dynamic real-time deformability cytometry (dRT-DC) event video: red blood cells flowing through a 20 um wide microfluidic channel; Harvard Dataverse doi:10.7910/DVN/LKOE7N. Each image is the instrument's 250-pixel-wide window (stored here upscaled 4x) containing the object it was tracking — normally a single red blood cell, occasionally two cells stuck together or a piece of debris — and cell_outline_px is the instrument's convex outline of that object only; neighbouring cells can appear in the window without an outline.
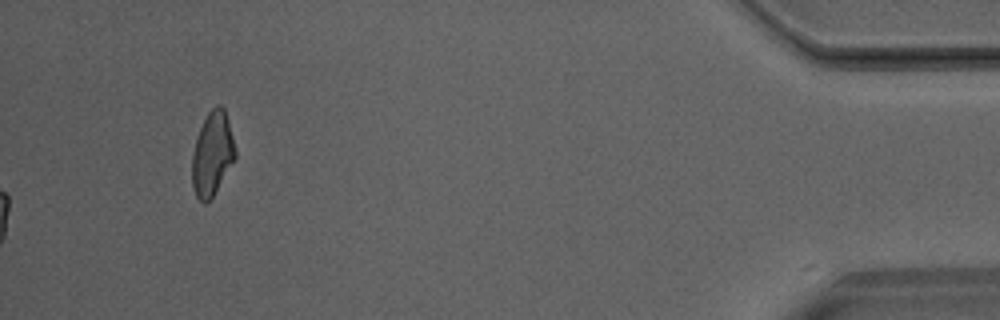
{"species": "Egyptian fruit bat (a non-hibernating species)", "species_latin": "Rousettus aegyptiacus", "temperature_condition": "room temperature", "stored_images_in_passage": 46, "camera_frame_rate_fps": 3000, "um_per_image_px": 0.085, "animal": {"sex": "male"}, "frame": {"image": 1, "passage_image": 46, "time_ms": 15.0, "image_size_px": [1000, 320], "cell_outline_px": [[236, 156], [212, 196], [204, 204], [196, 196], [192, 184], [192, 156], [196, 136], [208, 112], [216, 104], [220, 104], [224, 108], [228, 120], [236, 152]], "centroid_in_image_um": [18.03, 13.04], "position_along_channel_um": 417.2, "area_um2": 20.69}}